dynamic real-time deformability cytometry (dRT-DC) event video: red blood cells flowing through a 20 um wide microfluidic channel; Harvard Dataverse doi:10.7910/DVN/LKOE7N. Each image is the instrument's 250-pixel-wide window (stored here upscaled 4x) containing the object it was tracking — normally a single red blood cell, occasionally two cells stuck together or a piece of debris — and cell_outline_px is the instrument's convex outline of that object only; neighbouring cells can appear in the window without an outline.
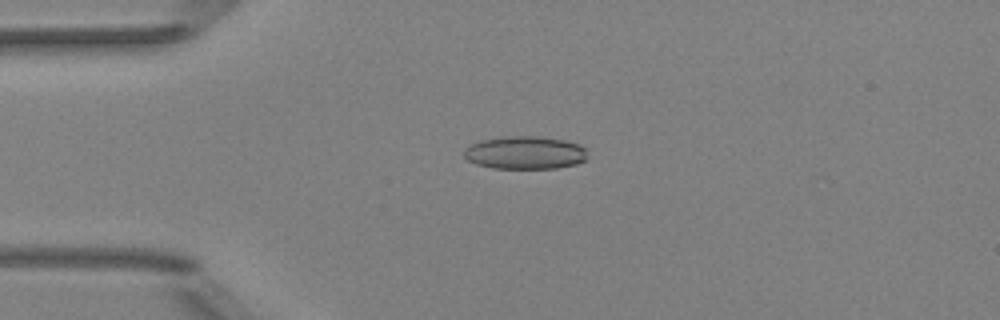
{"species": "Egyptian fruit bat (a non-hibernating species)", "species_latin": "Rousettus aegyptiacus", "temperature_condition": "room temperature", "stored_images_in_passage": 52, "camera_frame_rate_fps": 3000, "um_per_image_px": 0.085, "animal": {"sex": "female"}, "frame": {"image": 1, "passage_image": 13, "time_ms": 4.0, "image_size_px": [1000, 320], "cell_outline_px": [[584, 160], [576, 164], [556, 168], [492, 168], [476, 164], [468, 160], [464, 156], [464, 148], [468, 144], [480, 140], [504, 136], [536, 136], [564, 140], [580, 144], [584, 148]], "centroid_in_image_um": [44.56, 12.97], "position_along_channel_um": 40.4, "area_um2": 23.7}}
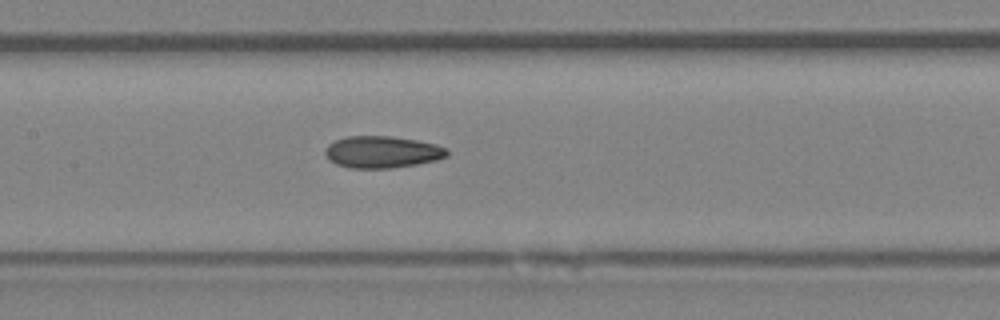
{"frame": {"image": 2, "passage_image": 25, "time_ms": 8.0, "image_size_px": [1000, 320], "cell_outline_px": [[448, 156], [436, 160], [416, 164], [388, 168], [348, 168], [336, 164], [328, 160], [324, 152], [324, 148], [328, 144], [336, 140], [348, 136], [392, 136], [416, 140], [436, 144], [448, 148]], "centroid_in_image_um": [32.46, 12.92], "position_along_channel_um": 174.9, "area_um2": 22.77}}
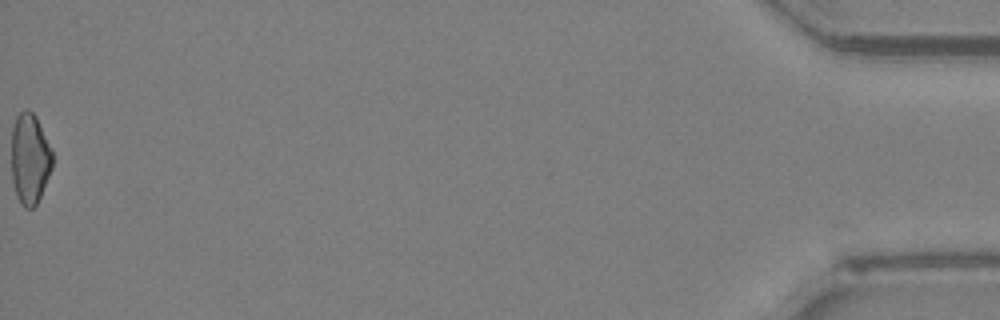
{"frame": {"image": 3, "passage_image": 52, "time_ms": 17.0, "image_size_px": [1000, 320], "cell_outline_px": [[52, 168], [40, 196], [36, 204], [32, 208], [24, 208], [16, 196], [12, 180], [12, 128], [16, 116], [24, 108], [28, 108], [36, 116], [52, 152]], "centroid_in_image_um": [2.52, 13.47], "position_along_channel_um": 432.7, "area_um2": 21.56}, "authors_computed_cell_mechanics": {"area_um2": 22.4553, "velocity_mm_per_s": 4.0274, "shape_relaxation_time_tau1_ms": null, "shape_relaxation_time_tau2_ms": 4.3858, "deformation_change_tau1": null, "deformation_change_tau2": 0.1308}}